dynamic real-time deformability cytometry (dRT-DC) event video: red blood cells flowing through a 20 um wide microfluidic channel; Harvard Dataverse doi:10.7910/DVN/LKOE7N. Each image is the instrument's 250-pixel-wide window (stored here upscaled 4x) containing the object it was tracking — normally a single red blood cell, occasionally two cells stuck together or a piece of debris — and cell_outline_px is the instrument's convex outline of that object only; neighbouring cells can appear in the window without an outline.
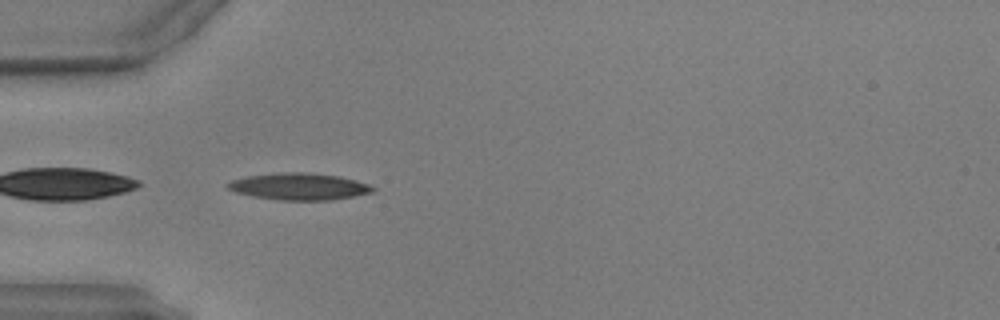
{"species": "common noctule bat (a hibernating species)", "species_latin": "Nyctalus noctula", "temperature_condition": "warm", "stored_images_in_passage": 28, "camera_frame_rate_fps": 3000, "um_per_image_px": 0.085, "animal": {"sex": "male", "body_mass_g": 17.9, "forearm_length_mm": 54.2}, "frame": {"image": 1, "passage_image": 1, "time_ms": 0.0, "image_size_px": [1000, 320], "cell_outline_px": [[376, 188], [372, 192], [332, 200], [280, 200], [252, 196], [236, 192], [228, 188], [224, 184], [232, 180], [248, 176], [276, 172], [308, 172], [336, 176], [356, 180], [368, 184]], "centroid_in_image_um": [25.4, 15.85], "position_along_channel_um": 59.6, "area_um2": 22.6}, "authors_computed_cell_mechanics": {"area_um2": 20.8658, "velocity_mm_per_s": 3.9589, "shape_relaxation_time_tau1_ms": 5.8874, "shape_relaxation_time_tau2_ms": 2.6622, "deformation_change_tau1": 0.2148, "deformation_change_tau2": 0.1269}}